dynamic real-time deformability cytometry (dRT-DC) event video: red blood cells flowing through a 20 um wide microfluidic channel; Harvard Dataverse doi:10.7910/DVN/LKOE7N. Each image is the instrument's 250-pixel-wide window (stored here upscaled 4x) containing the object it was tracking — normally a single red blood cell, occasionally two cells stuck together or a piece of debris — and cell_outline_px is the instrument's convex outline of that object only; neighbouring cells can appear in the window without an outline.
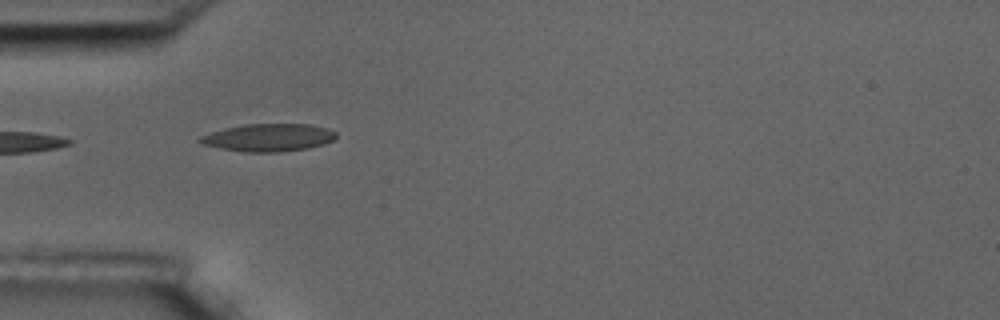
{"species": "common noctule bat (a hibernating species)", "species_latin": "Nyctalus noctula", "temperature_condition": "room temperature", "stored_images_in_passage": 11, "camera_frame_rate_fps": 3000, "um_per_image_px": 0.085, "animal": {"sex": "male", "body_mass_g": 17.5, "forearm_length_mm": 52.3}, "frame": {"image": 1, "passage_image": 1, "time_ms": 0.0, "image_size_px": [1000, 320], "cell_outline_px": [[336, 136], [332, 140], [324, 144], [308, 148], [280, 152], [244, 152], [220, 148], [204, 144], [196, 140], [200, 136], [224, 128], [244, 124], [308, 124], [328, 128], [336, 132]], "centroid_in_image_um": [22.82, 11.69], "position_along_channel_um": 62.2, "area_um2": 21.91}}
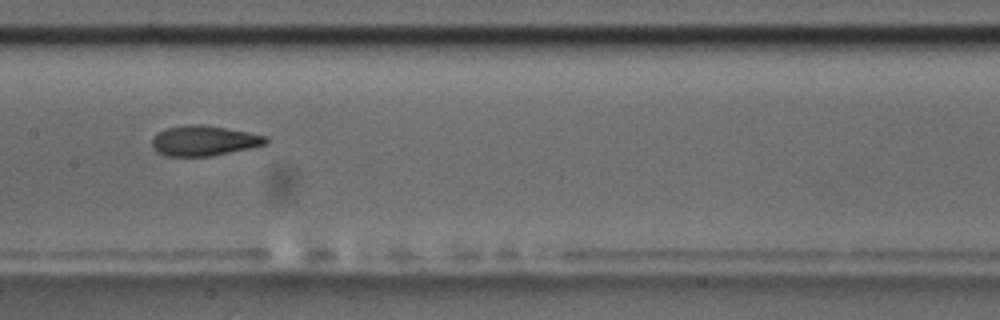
{"frame": {"image": 2, "passage_image": 4, "time_ms": 3.667, "image_size_px": [1000, 320], "cell_outline_px": [[268, 144], [252, 148], [212, 156], [164, 156], [156, 152], [152, 148], [152, 140], [164, 128], [188, 124], [200, 124], [248, 132], [268, 136]], "centroid_in_image_um": [17.36, 11.97], "position_along_channel_um": 190.0, "area_um2": 20.17}}
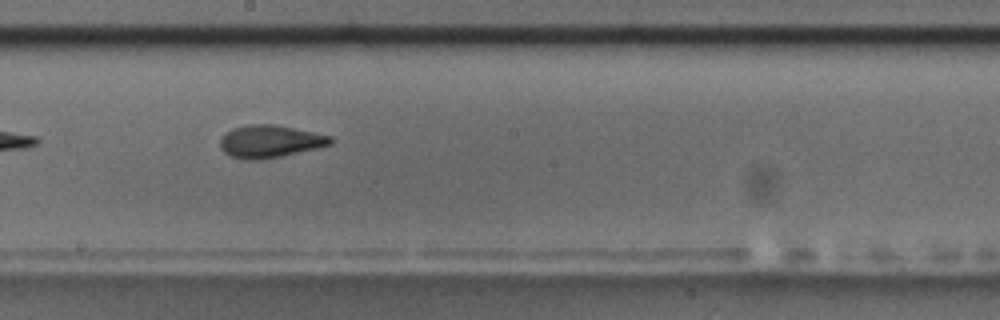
{"frame": {"image": 3, "passage_image": 5, "time_ms": 4.667, "image_size_px": [1000, 320], "cell_outline_px": [[332, 144], [320, 148], [280, 156], [256, 160], [248, 160], [232, 156], [224, 152], [220, 148], [220, 140], [232, 128], [248, 124], [276, 124], [332, 136]], "centroid_in_image_um": [22.98, 12.01], "position_along_channel_um": 225.2, "area_um2": 20.87}, "authors_computed_cell_mechanics": {"area_um2": 20.4612, "velocity_mm_per_s": 3.5315, "shape_relaxation_time_tau1_ms": 4.4116, "shape_relaxation_time_tau2_ms": 1.7095, "deformation_change_tau1": 0.1306, "deformation_change_tau2": 0.0758}}